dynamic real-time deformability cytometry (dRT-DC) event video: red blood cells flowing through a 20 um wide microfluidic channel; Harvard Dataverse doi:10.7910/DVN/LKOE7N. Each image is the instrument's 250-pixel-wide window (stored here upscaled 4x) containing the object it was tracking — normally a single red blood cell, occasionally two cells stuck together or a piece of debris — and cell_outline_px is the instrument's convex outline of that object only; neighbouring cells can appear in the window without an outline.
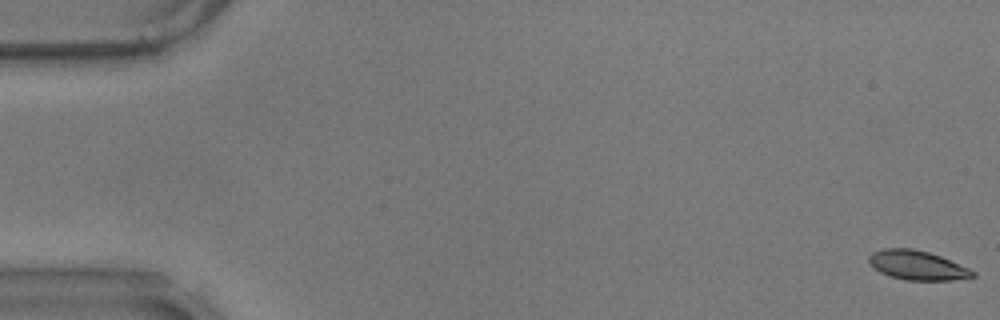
{"species": "common noctule bat (a hibernating species)", "species_latin": "Nyctalus noctula", "temperature_condition": "warm", "stored_images_in_passage": 58, "camera_frame_rate_fps": 3000, "um_per_image_px": 0.085, "animal": {"sex": "male", "body_mass_g": 17.9}, "frame": {"image": 1, "passage_image": 1, "time_ms": 0.0, "image_size_px": [1000, 320], "cell_outline_px": [[976, 276], [952, 280], [904, 280], [888, 276], [880, 272], [868, 260], [868, 256], [872, 252], [880, 248], [912, 248], [928, 252], [940, 256], [968, 268], [976, 272]], "centroid_in_image_um": [77.94, 22.54], "position_along_channel_um": 7.1, "area_um2": 17.69}}
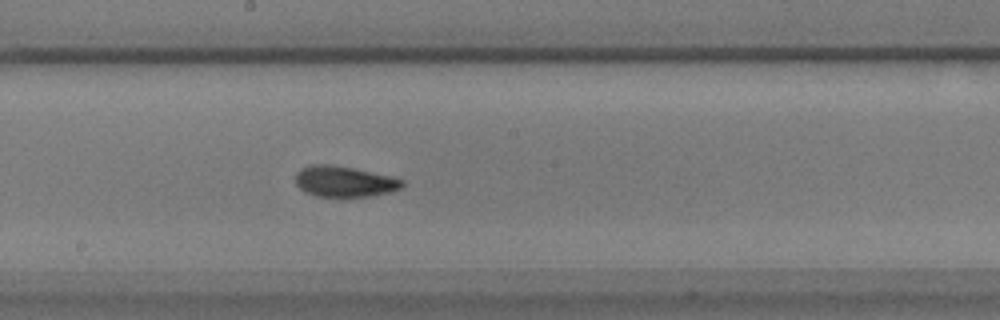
{"frame": {"image": 2, "passage_image": 32, "time_ms": 10.333, "image_size_px": [1000, 320], "cell_outline_px": [[404, 184], [400, 188], [388, 192], [368, 196], [316, 196], [304, 192], [296, 184], [296, 172], [300, 168], [312, 164], [328, 164], [352, 168], [388, 176], [404, 180]], "centroid_in_image_um": [29.21, 15.42], "position_along_channel_um": 219.0, "area_um2": 18.84}}
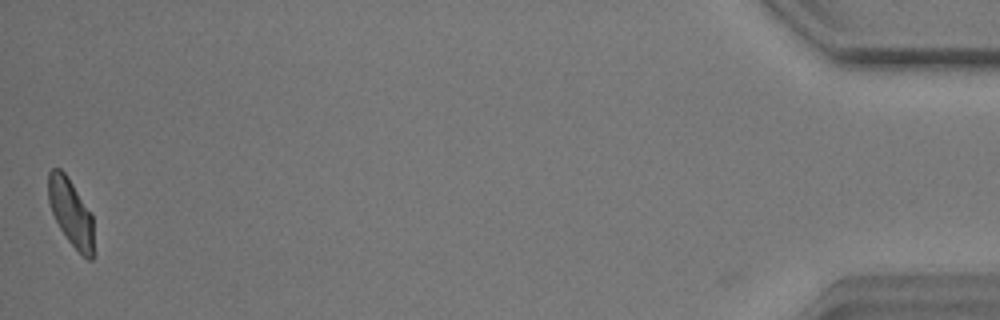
{"frame": {"image": 3, "passage_image": 58, "time_ms": 19.0, "image_size_px": [1000, 320], "cell_outline_px": [[92, 260], [88, 260], [68, 240], [60, 228], [52, 212], [48, 200], [48, 172], [52, 168], [60, 168], [68, 176], [92, 212]], "centroid_in_image_um": [6.01, 17.98], "position_along_channel_um": 429.2, "area_um2": 17.63}, "authors_computed_cell_mechanics": {"area_um2": 18.6983, "velocity_mm_per_s": 3.4954, "shape_relaxation_time_tau1_ms": 3.4958, "shape_relaxation_time_tau2_ms": 1.6463, "deformation_change_tau1": 0.1568, "deformation_change_tau2": 0.0733}}